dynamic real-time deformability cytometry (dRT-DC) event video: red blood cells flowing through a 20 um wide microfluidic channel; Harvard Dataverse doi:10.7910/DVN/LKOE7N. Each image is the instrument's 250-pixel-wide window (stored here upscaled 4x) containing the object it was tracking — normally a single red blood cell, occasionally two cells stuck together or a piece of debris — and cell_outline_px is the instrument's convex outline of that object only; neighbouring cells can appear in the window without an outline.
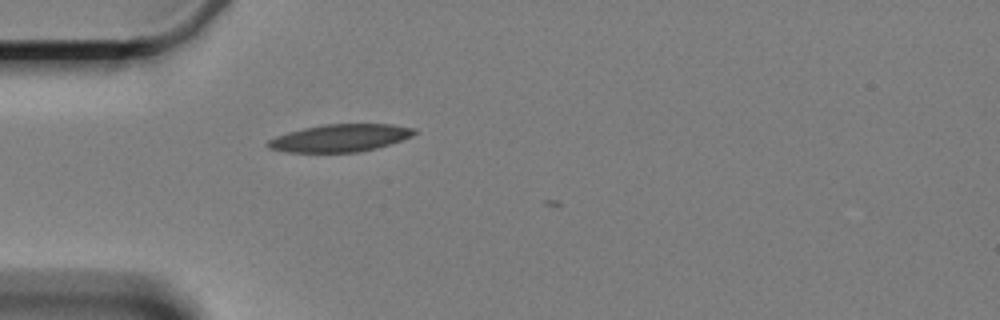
{"species": "Egyptian fruit bat (a non-hibernating species)", "species_latin": "Rousettus aegyptiacus", "temperature_condition": "cold", "stored_images_in_passage": 1, "camera_frame_rate_fps": 3000, "um_per_image_px": 0.085, "animal": {"sex": "female"}, "frame": {"image": 1, "passage_image": 1, "time_ms": 0.0, "image_size_px": [1000, 320], "cell_outline_px": [[416, 132], [412, 136], [376, 148], [360, 152], [288, 152], [268, 148], [264, 144], [268, 140], [276, 136], [288, 132], [304, 128], [324, 124], [392, 124], [416, 128]], "centroid_in_image_um": [28.89, 11.73], "position_along_channel_um": 56.1, "area_um2": 23.41}}